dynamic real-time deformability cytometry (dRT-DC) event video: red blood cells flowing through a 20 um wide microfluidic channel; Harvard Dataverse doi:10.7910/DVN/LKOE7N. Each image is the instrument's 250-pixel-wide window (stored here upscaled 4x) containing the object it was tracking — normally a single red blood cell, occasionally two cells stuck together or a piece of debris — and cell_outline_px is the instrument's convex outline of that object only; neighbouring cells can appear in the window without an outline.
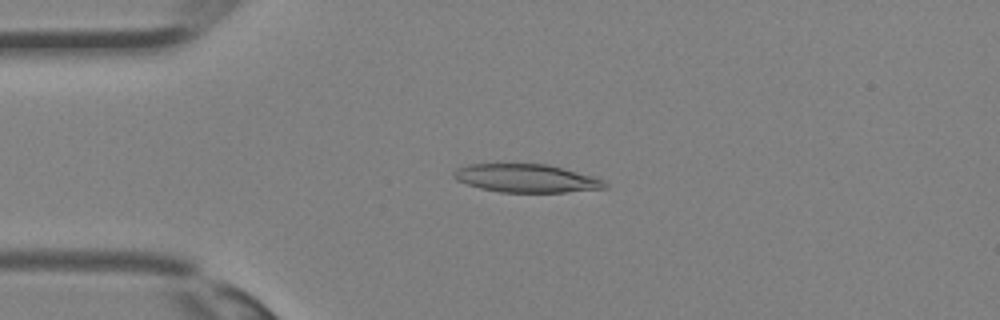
{"species": "Egyptian fruit bat (a non-hibernating species)", "species_latin": "Rousettus aegyptiacus", "temperature_condition": "room temperature", "stored_images_in_passage": 34, "camera_frame_rate_fps": 3000, "um_per_image_px": 0.085, "animal": {"sex": "female"}, "frame": {"image": 1, "passage_image": 7, "time_ms": 2.0, "image_size_px": [1000, 320], "cell_outline_px": [[608, 188], [568, 192], [500, 192], [480, 188], [456, 180], [452, 176], [452, 172], [456, 168], [468, 164], [548, 164], [596, 176], [604, 180], [608, 184]], "centroid_in_image_um": [44.78, 15.15], "position_along_channel_um": 40.2, "area_um2": 25.14}}
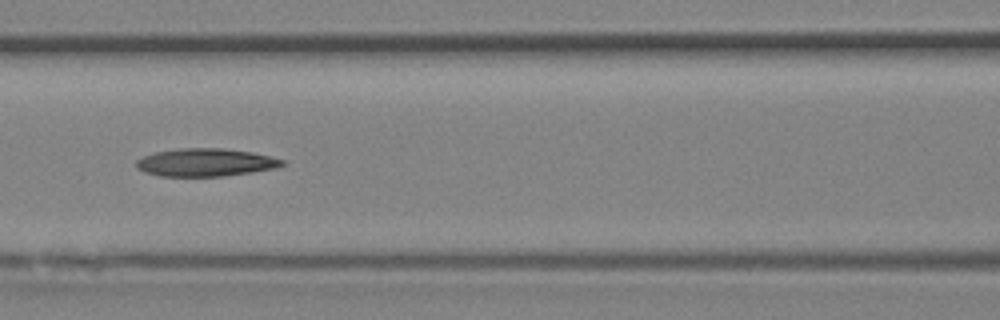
{"frame": {"image": 2, "passage_image": 14, "time_ms": 4.333, "image_size_px": [1000, 320], "cell_outline_px": [[288, 164], [276, 168], [252, 172], [224, 176], [160, 176], [144, 172], [136, 168], [136, 160], [144, 156], [156, 152], [180, 148], [224, 148], [252, 152], [288, 160]], "centroid_in_image_um": [17.53, 13.8], "position_along_channel_um": 149.1, "area_um2": 23.93}}
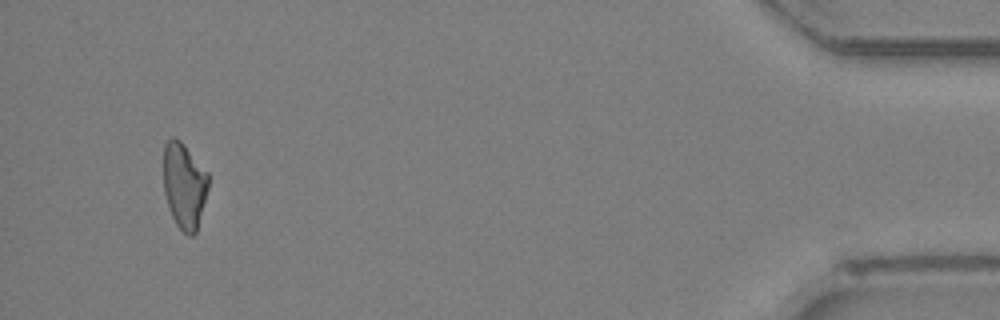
{"frame": {"image": 3, "passage_image": 32, "time_ms": 10.333, "image_size_px": [1000, 320], "cell_outline_px": [[208, 188], [196, 232], [192, 236], [188, 236], [176, 224], [172, 216], [164, 192], [164, 144], [172, 136], [180, 140], [184, 144], [208, 172]], "centroid_in_image_um": [15.66, 15.75], "position_along_channel_um": 419.5, "area_um2": 22.31}}